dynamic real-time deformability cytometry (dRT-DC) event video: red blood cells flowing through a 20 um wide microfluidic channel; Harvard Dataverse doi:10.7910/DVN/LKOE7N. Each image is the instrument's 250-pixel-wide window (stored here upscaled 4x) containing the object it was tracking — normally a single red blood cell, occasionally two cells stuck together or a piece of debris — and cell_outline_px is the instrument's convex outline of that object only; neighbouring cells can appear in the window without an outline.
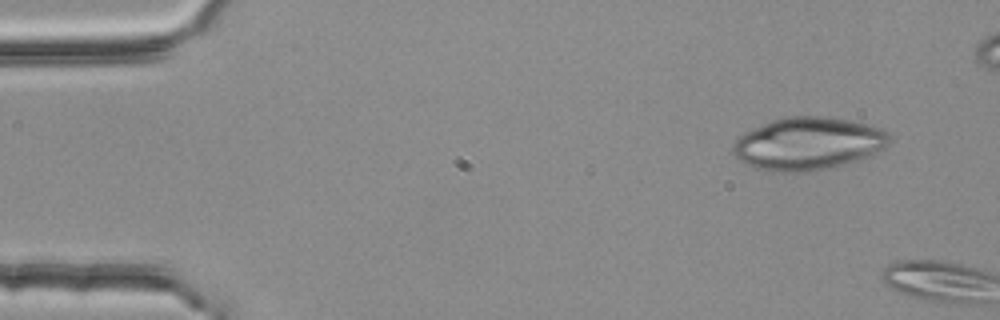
{"species": "common noctule bat (a hibernating species)", "species_latin": "Nyctalus noctula", "temperature_condition": "room temperature", "stored_images_in_passage": 2, "camera_frame_rate_fps": 3000, "um_per_image_px": 0.085, "animal": {"sex": "female", "body_mass_g": 25.1}, "frame": {"image": 1, "passage_image": 1, "time_ms": 0.0, "image_size_px": [1000, 320], "cell_outline_px": [[892, 140], [884, 148], [872, 156], [860, 160], [824, 168], [800, 172], [780, 172], [760, 168], [744, 164], [732, 152], [732, 148], [736, 140], [744, 132], [772, 120], [788, 116], [824, 116], [848, 120], [868, 124], [880, 128], [888, 132]], "centroid_in_image_um": [68.72, 12.19], "position_along_channel_um": 16.3, "area_um2": 47.86}}